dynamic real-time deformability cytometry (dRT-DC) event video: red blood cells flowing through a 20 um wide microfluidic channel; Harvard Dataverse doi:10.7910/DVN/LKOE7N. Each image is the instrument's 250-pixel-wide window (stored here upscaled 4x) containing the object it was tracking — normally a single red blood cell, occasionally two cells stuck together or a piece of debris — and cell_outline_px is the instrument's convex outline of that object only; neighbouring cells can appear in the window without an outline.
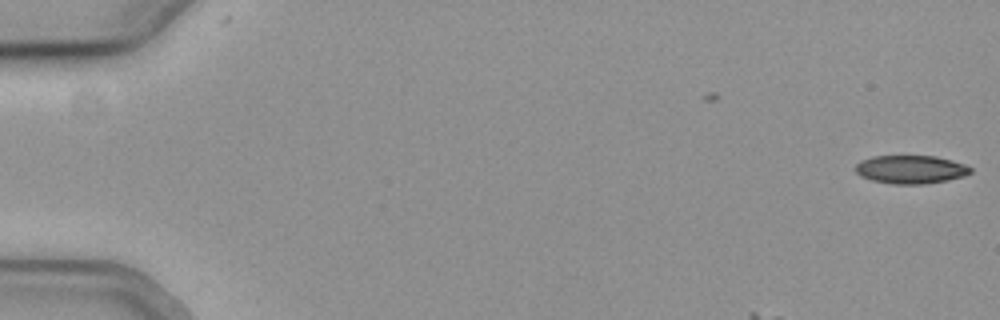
{"species": "common noctule bat (a hibernating species)", "species_latin": "Nyctalus noctula", "temperature_condition": "cold", "stored_images_in_passage": 2, "camera_frame_rate_fps": 3000, "um_per_image_px": 0.085, "animal": {"sex": "female", "body_mass_g": 19.3, "forearm_length_mm": 54.1}, "frame": {"image": 1, "passage_image": 2, "time_ms": 0.333, "image_size_px": [1000, 320], "cell_outline_px": [[972, 172], [964, 176], [948, 180], [924, 184], [892, 184], [872, 180], [860, 176], [856, 172], [856, 164], [860, 160], [872, 156], [936, 156], [952, 160], [964, 164], [972, 168]], "centroid_in_image_um": [77.41, 14.4], "position_along_channel_um": 7.6, "area_um2": 19.07}}